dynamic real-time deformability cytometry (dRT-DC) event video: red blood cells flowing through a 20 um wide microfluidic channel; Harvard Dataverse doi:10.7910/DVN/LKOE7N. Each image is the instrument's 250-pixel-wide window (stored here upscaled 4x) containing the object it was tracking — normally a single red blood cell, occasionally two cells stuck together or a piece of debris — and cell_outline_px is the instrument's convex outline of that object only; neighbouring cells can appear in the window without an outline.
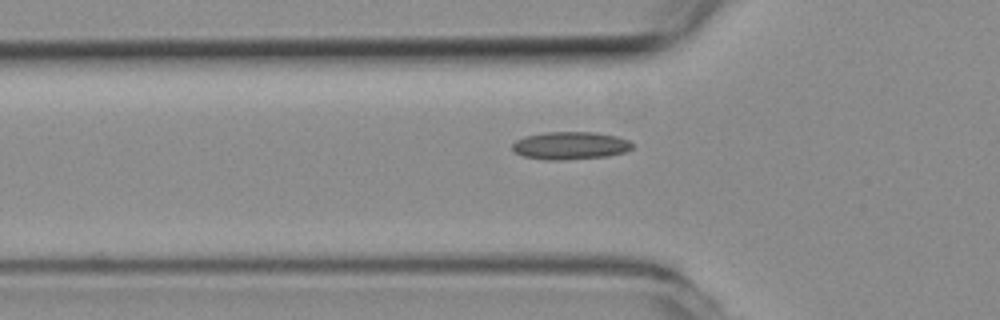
{"species": "common noctule bat (a hibernating species)", "species_latin": "Nyctalus noctula", "temperature_condition": "room temperature", "stored_images_in_passage": 40, "camera_frame_rate_fps": 3000, "um_per_image_px": 0.085, "animal": {"sex": "female", "body_mass_g": 19.3, "forearm_length_mm": 54.1}, "frame": {"image": 1, "passage_image": 11, "time_ms": 3.333, "image_size_px": [1000, 320], "cell_outline_px": [[632, 148], [628, 152], [608, 156], [560, 160], [544, 160], [524, 156], [516, 152], [512, 148], [512, 144], [516, 140], [524, 136], [544, 132], [592, 132], [616, 136], [628, 140], [632, 144]], "centroid_in_image_um": [48.47, 12.37], "position_along_channel_um": 77.3, "area_um2": 19.42}}
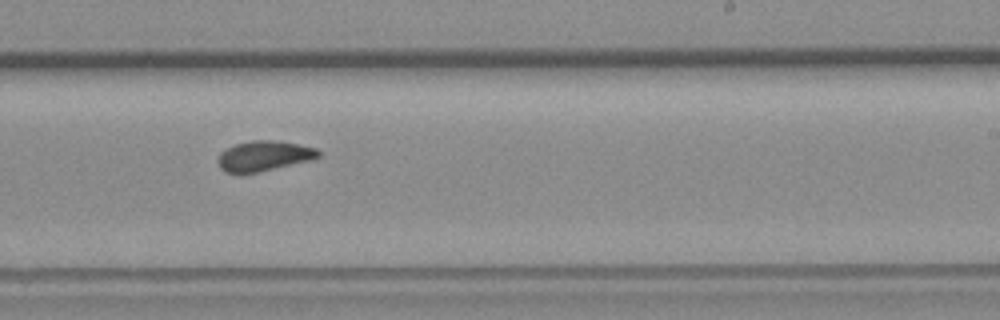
{"frame": {"image": 2, "passage_image": 26, "time_ms": 8.333, "image_size_px": [1000, 320], "cell_outline_px": [[320, 156], [308, 160], [240, 176], [224, 172], [220, 168], [216, 160], [220, 152], [236, 144], [252, 140], [276, 140], [316, 148], [320, 152]], "centroid_in_image_um": [22.34, 13.28], "position_along_channel_um": 266.7, "area_um2": 17.74}}
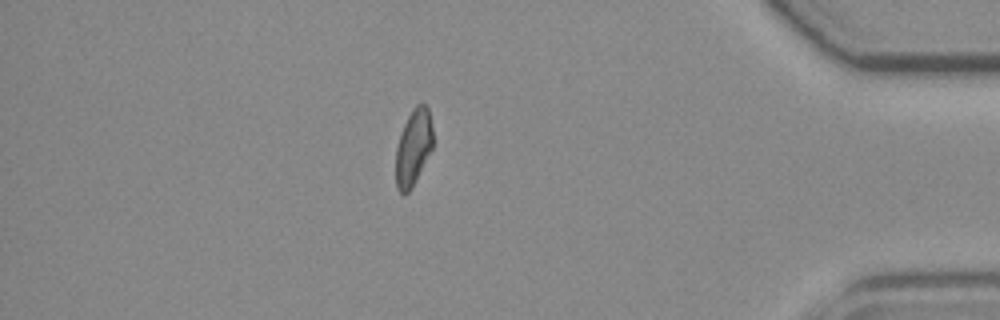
{"frame": {"image": 3, "passage_image": 40, "time_ms": 13.0, "image_size_px": [1000, 320], "cell_outline_px": [[432, 148], [412, 188], [404, 196], [396, 188], [396, 148], [404, 124], [412, 108], [416, 104], [424, 104], [428, 108], [432, 128]], "centroid_in_image_um": [35.12, 12.55], "position_along_channel_um": 400.1, "area_um2": 16.36}, "authors_computed_cell_mechanics": {"area_um2": 17.6001, "velocity_mm_per_s": 3.7757, "shape_relaxation_time_tau1_ms": null, "shape_relaxation_time_tau2_ms": 2.0617, "deformation_change_tau1": null, "deformation_change_tau2": 0.0754}}